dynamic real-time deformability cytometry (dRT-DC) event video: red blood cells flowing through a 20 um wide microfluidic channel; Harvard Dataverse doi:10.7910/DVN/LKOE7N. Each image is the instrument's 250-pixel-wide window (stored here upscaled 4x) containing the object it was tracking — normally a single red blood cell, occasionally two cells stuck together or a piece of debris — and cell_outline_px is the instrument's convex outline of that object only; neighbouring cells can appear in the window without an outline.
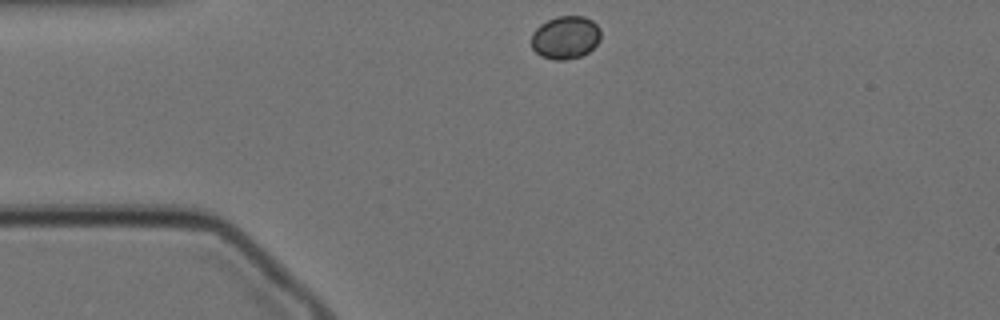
{"species": "Egyptian fruit bat (a non-hibernating species)", "species_latin": "Rousettus aegyptiacus", "temperature_condition": "cold", "stored_images_in_passage": 47, "camera_frame_rate_fps": 3000, "um_per_image_px": 0.085, "animal": {"sex": "female"}, "frame": {"image": 1, "passage_image": 1, "time_ms": 0.0, "image_size_px": [1000, 320], "cell_outline_px": [[600, 40], [588, 52], [580, 56], [564, 60], [556, 60], [540, 56], [532, 48], [532, 32], [540, 24], [556, 16], [584, 16], [592, 20], [600, 28]], "centroid_in_image_um": [48.06, 3.17], "position_along_channel_um": 36.9, "area_um2": 17.4}}
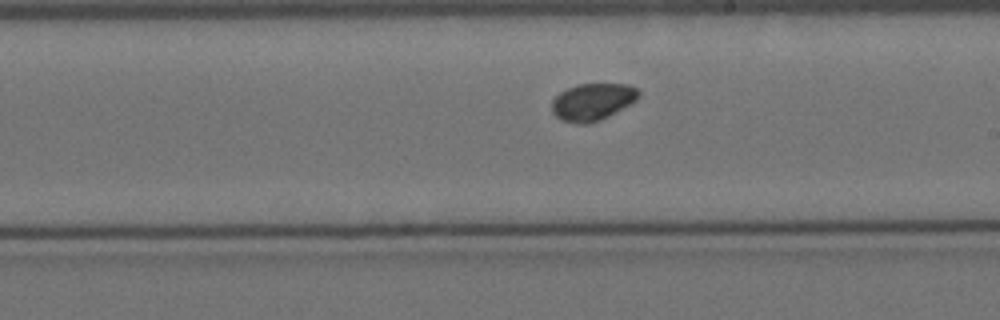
{"frame": {"image": 2, "passage_image": 21, "time_ms": 6.667, "image_size_px": [1000, 320], "cell_outline_px": [[640, 96], [636, 100], [608, 116], [600, 120], [588, 124], [576, 124], [560, 120], [552, 112], [552, 100], [560, 92], [576, 84], [628, 84], [636, 88], [640, 92]], "centroid_in_image_um": [50.34, 8.66], "position_along_channel_um": 238.7, "area_um2": 18.79}}
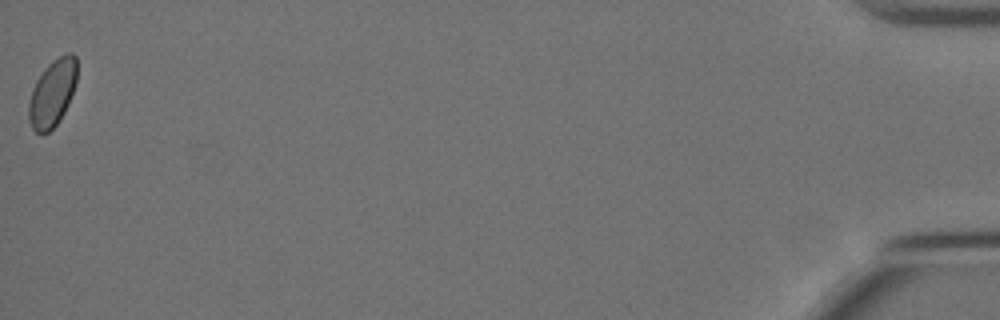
{"frame": {"image": 3, "passage_image": 47, "time_ms": 15.333, "image_size_px": [1000, 320], "cell_outline_px": [[76, 84], [68, 104], [60, 120], [48, 132], [40, 136], [32, 128], [28, 120], [28, 104], [32, 88], [36, 80], [48, 64], [52, 60], [68, 52], [72, 52], [76, 56]], "centroid_in_image_um": [4.44, 7.93], "position_along_channel_um": 430.8, "area_um2": 19.02}}